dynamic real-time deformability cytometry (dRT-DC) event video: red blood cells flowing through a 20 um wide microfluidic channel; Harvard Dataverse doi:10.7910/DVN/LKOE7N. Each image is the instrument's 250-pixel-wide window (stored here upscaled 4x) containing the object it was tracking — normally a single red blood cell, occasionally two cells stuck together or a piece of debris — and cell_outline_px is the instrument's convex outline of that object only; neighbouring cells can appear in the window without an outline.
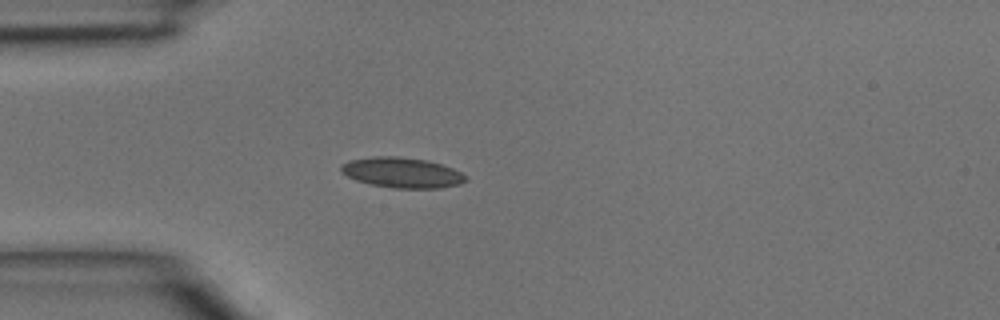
{"species": "common noctule bat (a hibernating species)", "species_latin": "Nyctalus noctula", "temperature_condition": "room temperature", "stored_images_in_passage": 3, "camera_frame_rate_fps": 3000, "um_per_image_px": 0.085, "animal": {"sex": "male", "body_mass_g": 15.6}, "frame": {"image": 1, "passage_image": 3, "time_ms": 0.667, "image_size_px": [1000, 320], "cell_outline_px": [[468, 180], [460, 184], [440, 188], [392, 188], [372, 184], [356, 180], [340, 172], [340, 164], [348, 160], [372, 156], [400, 156], [428, 160], [452, 168], [468, 176]], "centroid_in_image_um": [34.16, 14.66], "position_along_channel_um": 50.8, "area_um2": 22.25}}